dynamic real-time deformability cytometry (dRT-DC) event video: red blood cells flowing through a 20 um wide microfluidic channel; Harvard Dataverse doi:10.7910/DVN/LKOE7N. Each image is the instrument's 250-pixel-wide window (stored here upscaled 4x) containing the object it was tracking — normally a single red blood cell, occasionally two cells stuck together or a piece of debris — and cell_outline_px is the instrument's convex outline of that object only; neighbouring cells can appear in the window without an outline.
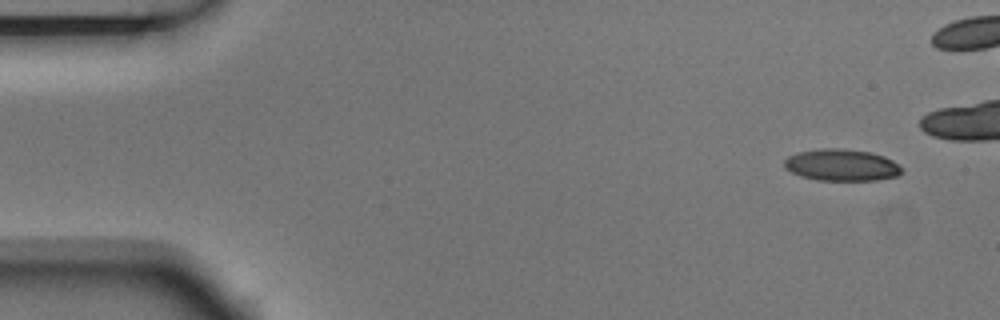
{"species": "Egyptian fruit bat (a non-hibernating species)", "species_latin": "Rousettus aegyptiacus", "temperature_condition": "room temperature", "stored_images_in_passage": 5, "camera_frame_rate_fps": 3000, "um_per_image_px": 0.085, "animal": {"sex": "male"}, "frame": {"image": 1, "passage_image": 1, "time_ms": 0.0, "image_size_px": [1000, 320], "cell_outline_px": [[900, 172], [896, 176], [876, 180], [816, 180], [800, 176], [784, 168], [784, 160], [788, 156], [796, 152], [820, 148], [844, 148], [872, 152], [884, 156], [892, 160], [900, 168]], "centroid_in_image_um": [71.47, 14.01], "position_along_channel_um": 13.5, "area_um2": 21.79}}